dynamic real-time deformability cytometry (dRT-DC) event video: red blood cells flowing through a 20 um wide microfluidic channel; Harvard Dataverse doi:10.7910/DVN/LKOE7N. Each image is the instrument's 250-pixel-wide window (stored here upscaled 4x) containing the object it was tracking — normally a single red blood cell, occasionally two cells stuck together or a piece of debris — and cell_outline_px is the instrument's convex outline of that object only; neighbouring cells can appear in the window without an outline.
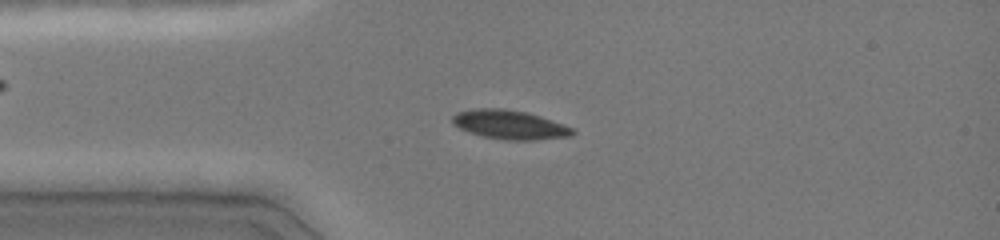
{"species": "common noctule bat (a hibernating species)", "species_latin": "Nyctalus noctula", "temperature_condition": "cold", "stored_images_in_passage": 46, "camera_frame_rate_fps": 3000, "um_per_image_px": 0.085, "animal": {"sex": "female", "body_mass_g": 19.0, "forearm_length_mm": 51.5}, "frame": {"image": 1, "passage_image": 10, "time_ms": 3.0, "image_size_px": [1000, 240], "cell_outline_px": [[576, 132], [572, 136], [536, 140], [504, 140], [480, 136], [460, 128], [452, 124], [452, 116], [456, 112], [476, 108], [504, 108], [528, 112], [564, 124], [572, 128]], "centroid_in_image_um": [43.32, 10.6], "position_along_channel_um": 41.7, "area_um2": 20.58}}
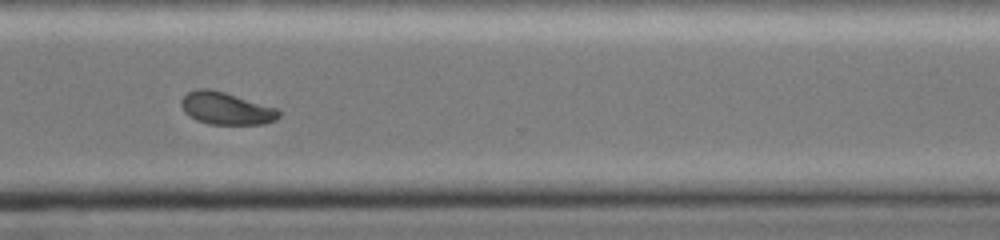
{"frame": {"image": 2, "passage_image": 34, "time_ms": 11.0, "image_size_px": [1000, 240], "cell_outline_px": [[280, 116], [276, 120], [264, 124], [208, 124], [196, 120], [188, 116], [184, 112], [180, 104], [180, 100], [188, 92], [200, 88], [208, 88], [224, 92], [276, 108], [280, 112]], "centroid_in_image_um": [19.19, 9.22], "position_along_channel_um": 351.4, "area_um2": 18.38}}
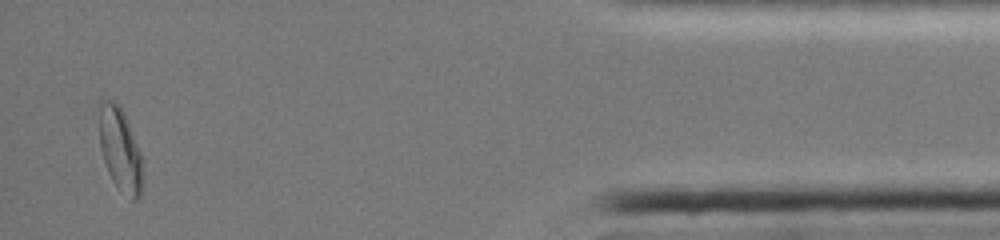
{"frame": {"image": 3, "passage_image": 44, "time_ms": 14.333, "image_size_px": [1000, 240], "cell_outline_px": [[140, 196], [136, 200], [132, 200], [112, 180], [108, 172], [100, 148], [100, 96], [112, 100], [120, 104], [124, 112], [140, 152]], "centroid_in_image_um": [10.17, 12.61], "position_along_channel_um": 425.0, "area_um2": 20.52}, "authors_computed_cell_mechanics": {"area_um2": 19.5653, "velocity_mm_per_s": 4.036, "shape_relaxation_time_tau1_ms": 2.8445, "shape_relaxation_time_tau2_ms": null, "deformation_change_tau1": 0.0918, "deformation_change_tau2": null}}